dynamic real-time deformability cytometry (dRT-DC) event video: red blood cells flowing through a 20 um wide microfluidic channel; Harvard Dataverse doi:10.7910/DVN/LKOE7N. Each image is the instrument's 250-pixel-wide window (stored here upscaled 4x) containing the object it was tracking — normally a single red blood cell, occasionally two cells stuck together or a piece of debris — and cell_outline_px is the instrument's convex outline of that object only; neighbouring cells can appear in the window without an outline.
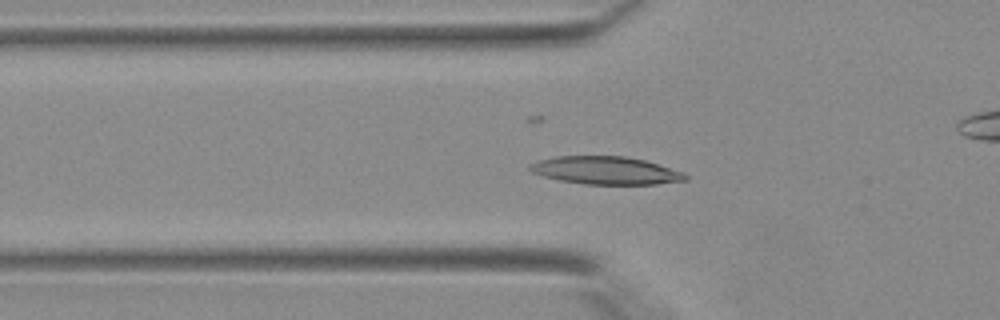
{"species": "Egyptian fruit bat (a non-hibernating species)", "species_latin": "Rousettus aegyptiacus", "temperature_condition": "warm", "stored_images_in_passage": 33, "camera_frame_rate_fps": 3000, "um_per_image_px": 0.085, "animal": {"sex": "female"}, "frame": {"image": 1, "passage_image": 5, "time_ms": 1.333, "image_size_px": [1000, 320], "cell_outline_px": [[688, 180], [656, 184], [584, 184], [560, 180], [544, 176], [532, 172], [528, 168], [528, 164], [540, 160], [556, 156], [624, 156], [644, 160], [684, 172], [688, 176]], "centroid_in_image_um": [51.49, 14.49], "position_along_channel_um": 74.3, "area_um2": 25.14}}
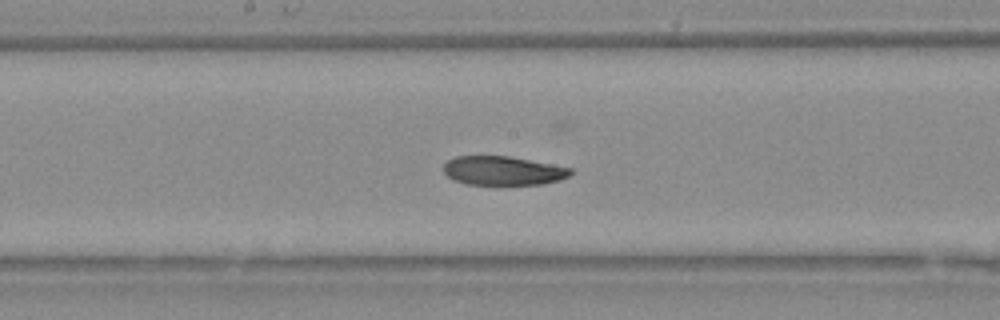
{"frame": {"image": 2, "passage_image": 13, "time_ms": 4.0, "image_size_px": [1000, 320], "cell_outline_px": [[572, 172], [568, 176], [560, 180], [540, 184], [468, 184], [456, 180], [448, 176], [444, 172], [444, 164], [448, 160], [456, 156], [508, 156], [572, 168]], "centroid_in_image_um": [42.75, 14.5], "position_along_channel_um": 205.4, "area_um2": 21.1}}
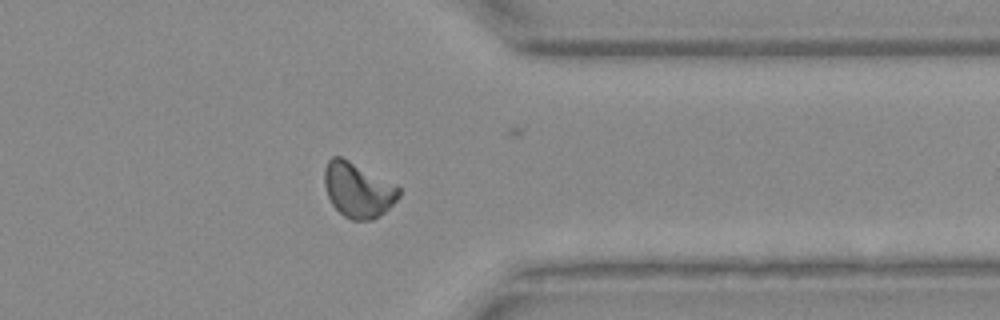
{"frame": {"image": 3, "passage_image": 24, "time_ms": 7.667, "image_size_px": [1000, 320], "cell_outline_px": [[400, 196], [384, 212], [372, 220], [352, 220], [344, 216], [332, 204], [328, 196], [324, 184], [324, 168], [328, 160], [332, 156], [340, 156], [396, 184], [400, 188]], "centroid_in_image_um": [30.42, 16.14], "position_along_channel_um": 381.0, "area_um2": 23.7}}